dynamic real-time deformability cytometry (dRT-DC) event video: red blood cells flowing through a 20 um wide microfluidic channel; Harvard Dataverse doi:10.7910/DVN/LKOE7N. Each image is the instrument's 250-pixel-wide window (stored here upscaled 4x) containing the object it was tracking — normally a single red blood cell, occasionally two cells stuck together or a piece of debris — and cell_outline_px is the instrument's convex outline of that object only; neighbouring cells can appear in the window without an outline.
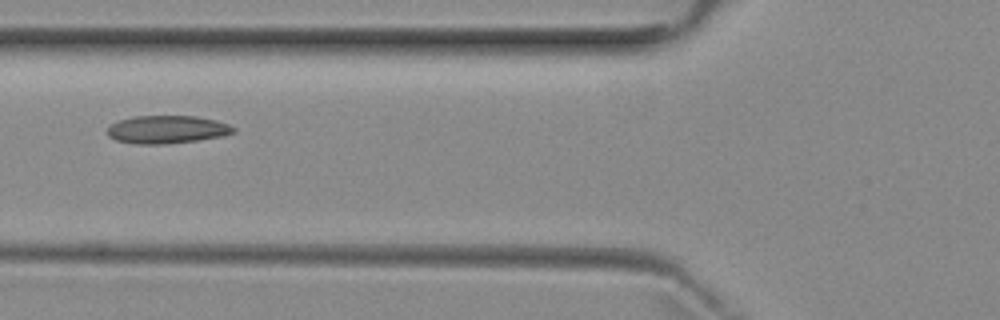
{"species": "common noctule bat (a hibernating species)", "species_latin": "Nyctalus noctula", "temperature_condition": "room temperature", "stored_images_in_passage": 3, "camera_frame_rate_fps": 3000, "um_per_image_px": 0.085, "animal": {"sex": "female", "body_mass_g": 29.2, "forearm_length_mm": 56.3}, "frame": {"image": 1, "passage_image": 2, "time_ms": 1.333, "image_size_px": [1000, 320], "cell_outline_px": [[236, 132], [224, 136], [196, 140], [164, 144], [136, 144], [116, 140], [108, 136], [108, 124], [132, 116], [196, 116], [216, 120], [228, 124], [236, 128]], "centroid_in_image_um": [14.2, 11.0], "position_along_channel_um": 111.6, "area_um2": 20.63}}
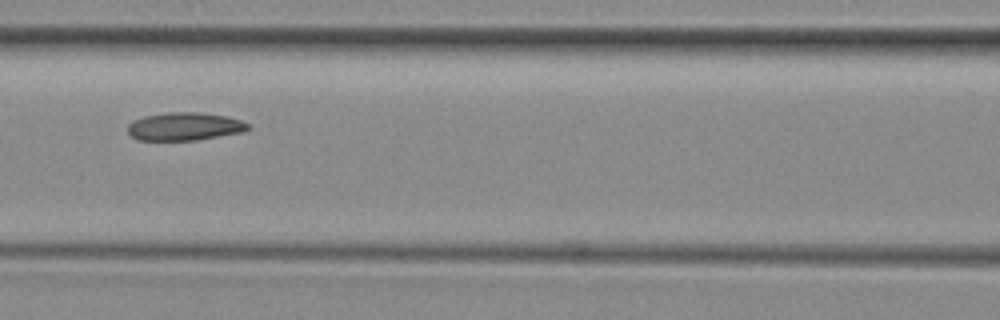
{"frame": {"image": 2, "passage_image": 3, "time_ms": 2.333, "image_size_px": [1000, 320], "cell_outline_px": [[252, 128], [244, 132], [196, 140], [136, 140], [128, 132], [128, 124], [132, 120], [144, 116], [168, 112], [200, 112], [228, 116], [240, 120], [248, 124]], "centroid_in_image_um": [15.7, 10.74], "position_along_channel_um": 150.9, "area_um2": 19.83}}